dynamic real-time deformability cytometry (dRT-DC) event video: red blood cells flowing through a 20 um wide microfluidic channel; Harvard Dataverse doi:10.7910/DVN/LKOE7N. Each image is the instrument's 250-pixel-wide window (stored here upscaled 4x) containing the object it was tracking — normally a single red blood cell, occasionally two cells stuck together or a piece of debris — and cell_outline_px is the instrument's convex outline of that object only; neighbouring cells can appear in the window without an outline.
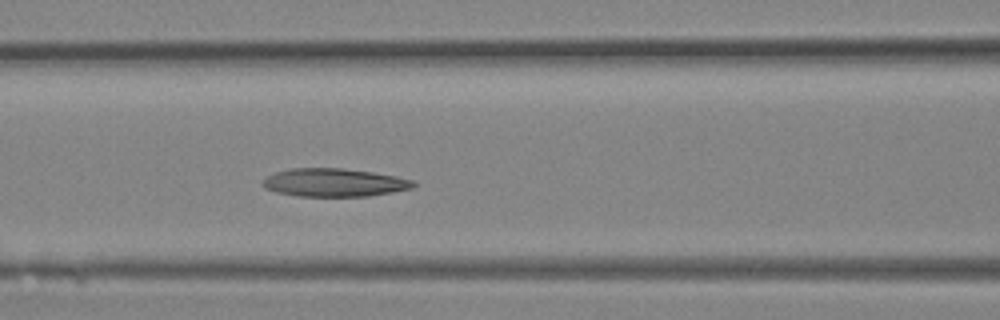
{"species": "Egyptian fruit bat (a non-hibernating species)", "species_latin": "Rousettus aegyptiacus", "temperature_condition": "room temperature", "stored_images_in_passage": 12, "camera_frame_rate_fps": 3000, "um_per_image_px": 0.085, "animal": {"sex": "female"}, "frame": {"image": 1, "passage_image": 12, "time_ms": 3.667, "image_size_px": [1000, 320], "cell_outline_px": [[416, 184], [412, 188], [392, 192], [368, 196], [296, 196], [276, 192], [264, 188], [260, 184], [268, 176], [276, 172], [292, 168], [344, 168], [372, 172], [396, 176], [412, 180]], "centroid_in_image_um": [28.39, 15.52], "position_along_channel_um": 138.2, "area_um2": 24.68}}